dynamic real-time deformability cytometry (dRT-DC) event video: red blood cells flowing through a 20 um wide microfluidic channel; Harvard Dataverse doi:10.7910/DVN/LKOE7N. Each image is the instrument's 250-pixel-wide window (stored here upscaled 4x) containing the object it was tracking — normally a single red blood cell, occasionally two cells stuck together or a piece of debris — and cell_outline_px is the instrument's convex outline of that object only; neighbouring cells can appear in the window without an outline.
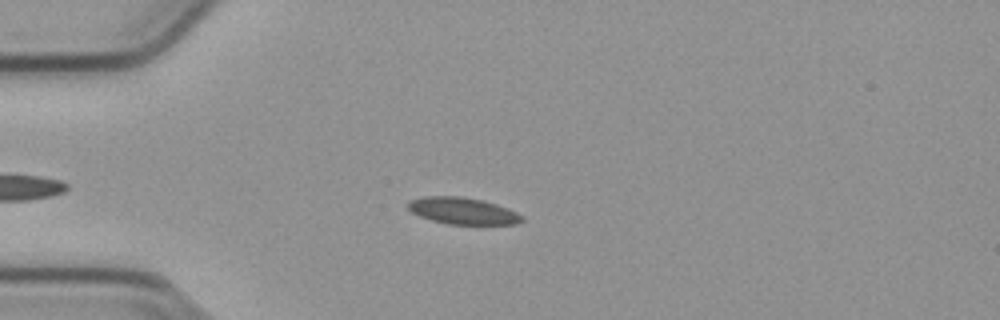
{"species": "common noctule bat (a hibernating species)", "species_latin": "Nyctalus noctula", "temperature_condition": "cold", "stored_images_in_passage": 47, "camera_frame_rate_fps": 3000, "um_per_image_px": 0.085, "animal": {"sex": "male", "body_mass_g": 23.1, "forearm_length_mm": 52.7}, "frame": {"image": 1, "passage_image": 11, "time_ms": 3.333, "image_size_px": [1000, 320], "cell_outline_px": [[524, 220], [516, 224], [448, 224], [432, 220], [420, 216], [412, 212], [408, 208], [408, 200], [424, 196], [460, 196], [480, 200], [496, 204], [508, 208], [524, 216]], "centroid_in_image_um": [39.33, 17.92], "position_along_channel_um": 45.7, "area_um2": 17.69}}
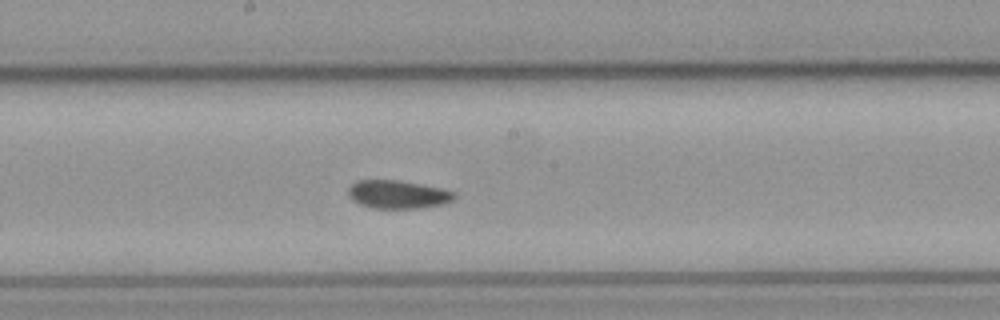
{"frame": {"image": 2, "passage_image": 26, "time_ms": 8.333, "image_size_px": [1000, 320], "cell_outline_px": [[456, 196], [452, 200], [440, 204], [420, 208], [372, 208], [360, 204], [352, 200], [348, 196], [348, 188], [356, 180], [400, 180], [440, 188], [452, 192]], "centroid_in_image_um": [33.75, 16.52], "position_along_channel_um": 214.5, "area_um2": 17.28}}
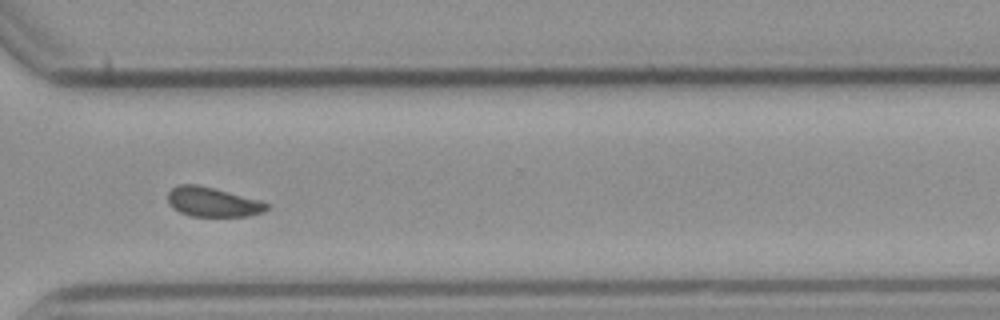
{"frame": {"image": 3, "passage_image": 37, "time_ms": 12.0, "image_size_px": [1000, 320], "cell_outline_px": [[272, 204], [264, 212], [248, 216], [188, 216], [172, 208], [168, 204], [168, 192], [172, 188], [180, 184], [196, 184], [260, 200]], "centroid_in_image_um": [18.08, 17.18], "position_along_channel_um": 352.5, "area_um2": 17.05}, "authors_computed_cell_mechanics": {"area_um2": 17.5134, "velocity_mm_per_s": 3.7855, "shape_relaxation_time_tau1_ms": 8.4319, "shape_relaxation_time_tau2_ms": 3.4354, "deformation_change_tau1": 0.1009, "deformation_change_tau2": 0.0715}}